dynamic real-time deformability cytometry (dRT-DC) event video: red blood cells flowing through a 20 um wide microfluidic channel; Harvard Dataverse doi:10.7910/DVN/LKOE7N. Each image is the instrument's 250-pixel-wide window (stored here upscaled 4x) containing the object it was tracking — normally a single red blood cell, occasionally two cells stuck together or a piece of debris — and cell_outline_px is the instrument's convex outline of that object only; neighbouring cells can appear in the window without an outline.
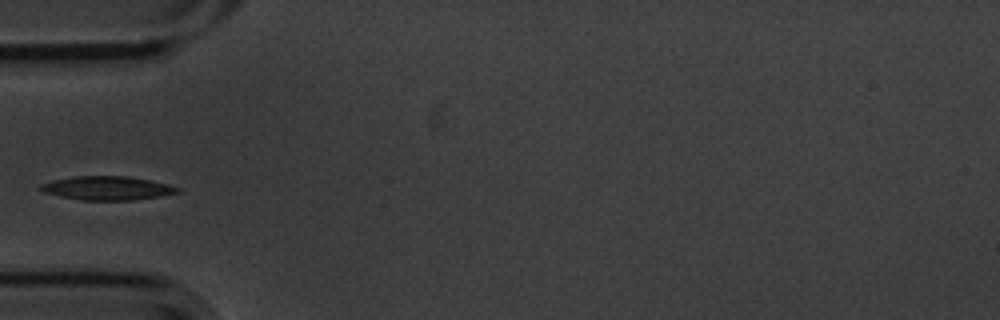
{"species": "common noctule bat (a hibernating species)", "species_latin": "Nyctalus noctula", "temperature_condition": "cold", "stored_images_in_passage": 3, "camera_frame_rate_fps": 3000, "um_per_image_px": 0.085, "animal": {"sex": "male", "body_mass_g": 20.1, "forearm_length_mm": 53.5}, "frame": {"image": 1, "passage_image": 3, "time_ms": 0.667, "image_size_px": [1000, 320], "cell_outline_px": [[180, 192], [160, 196], [132, 200], [80, 200], [60, 196], [44, 192], [40, 188], [40, 184], [52, 180], [72, 176], [128, 176], [168, 184], [180, 188]], "centroid_in_image_um": [9.1, 15.99], "position_along_channel_um": 75.9, "area_um2": 18.9}}